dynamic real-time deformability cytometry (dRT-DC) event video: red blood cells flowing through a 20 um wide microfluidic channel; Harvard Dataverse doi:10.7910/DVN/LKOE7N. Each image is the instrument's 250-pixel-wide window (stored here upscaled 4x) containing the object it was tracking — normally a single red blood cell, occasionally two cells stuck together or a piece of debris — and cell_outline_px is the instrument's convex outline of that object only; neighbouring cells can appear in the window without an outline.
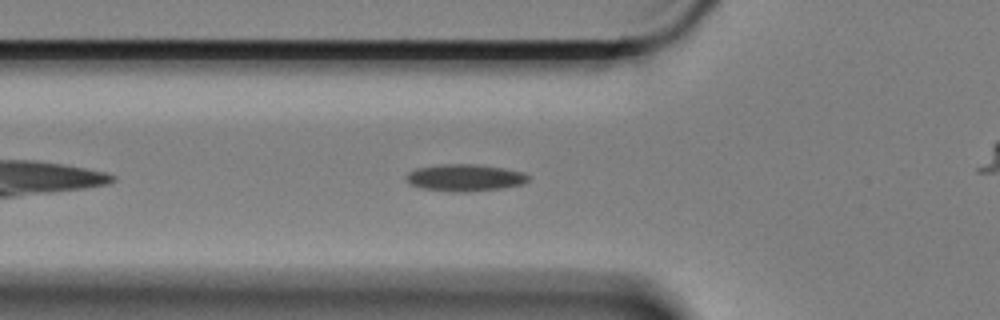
{"species": "Egyptian fruit bat (a non-hibernating species)", "species_latin": "Rousettus aegyptiacus", "temperature_condition": "cold", "stored_images_in_passage": 43, "camera_frame_rate_fps": 3000, "um_per_image_px": 0.085, "animal": {"sex": "female"}, "frame": {"image": 1, "passage_image": 3, "time_ms": 0.667, "image_size_px": [1000, 320], "cell_outline_px": [[528, 180], [524, 184], [504, 188], [468, 192], [452, 192], [424, 188], [408, 184], [404, 176], [408, 172], [416, 168], [440, 164], [476, 164], [504, 168], [524, 172], [528, 176]], "centroid_in_image_um": [39.5, 15.1], "position_along_channel_um": 86.3, "area_um2": 19.42}}
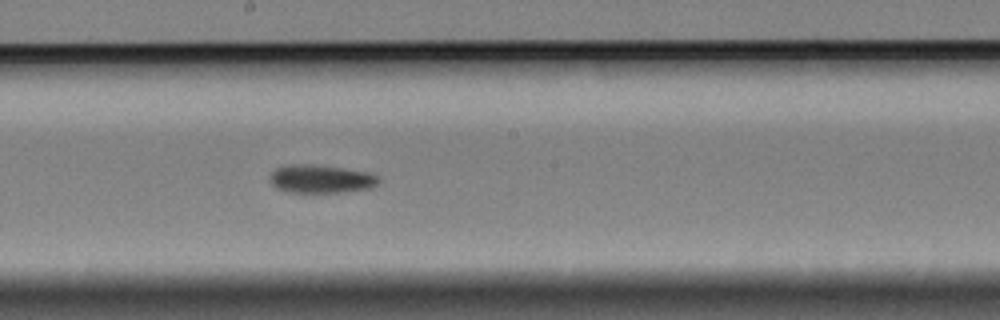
{"frame": {"image": 2, "passage_image": 15, "time_ms": 4.667, "image_size_px": [1000, 320], "cell_outline_px": [[380, 184], [372, 188], [340, 192], [288, 192], [276, 188], [272, 184], [268, 176], [276, 168], [288, 164], [312, 164], [368, 172], [380, 176]], "centroid_in_image_um": [27.29, 15.21], "position_along_channel_um": 220.9, "area_um2": 18.03}}
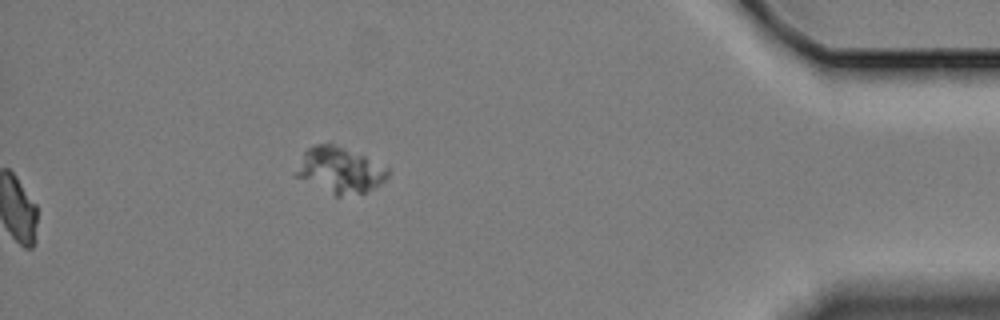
{"frame": {"image": 3, "passage_image": 43, "time_ms": 14.0, "image_size_px": [1000, 320], "cell_outline_px": [[388, 176], [380, 184], [364, 192], [340, 196], [336, 196], [296, 176], [296, 172], [304, 152], [308, 148], [316, 144], [332, 144], [344, 148], [364, 156], [388, 168]], "centroid_in_image_um": [28.89, 14.46], "position_along_channel_um": 406.3, "area_um2": 23.7}, "authors_computed_cell_mechanics": {"area_um2": 17.7446, "velocity_mm_per_s": 3.3471, "shape_relaxation_time_tau1_ms": 9.664, "shape_relaxation_time_tau2_ms": 8.0383, "deformation_change_tau1": 0.1426, "deformation_change_tau2": 0.1284}}